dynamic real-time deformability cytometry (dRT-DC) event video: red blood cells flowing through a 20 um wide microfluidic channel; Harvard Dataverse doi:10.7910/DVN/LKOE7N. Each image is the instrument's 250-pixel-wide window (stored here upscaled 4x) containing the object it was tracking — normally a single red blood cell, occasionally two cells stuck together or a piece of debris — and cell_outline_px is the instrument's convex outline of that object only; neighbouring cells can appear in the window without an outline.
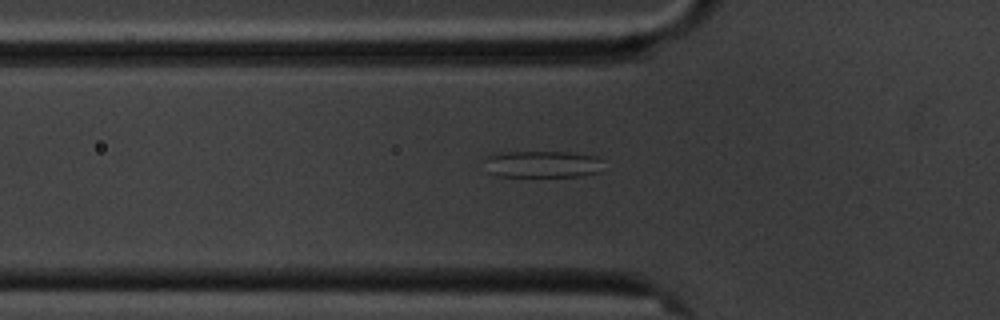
{"species": "common noctule bat (a hibernating species)", "species_latin": "Nyctalus noctula", "temperature_condition": "cold", "stored_images_in_passage": 5, "camera_frame_rate_fps": 3000, "um_per_image_px": 0.085, "animal": {"sex": "male", "body_mass_g": 20.1, "forearm_length_mm": 53.5}, "frame": {"image": 1, "passage_image": 5, "time_ms": 4.667, "image_size_px": [1000, 320], "cell_outline_px": [[604, 172], [580, 176], [496, 176], [488, 172], [484, 160], [492, 152], [568, 152], [596, 156], [600, 160]], "centroid_in_image_um": [46.1, 13.95], "position_along_channel_um": 79.7, "area_um2": 18.84}}